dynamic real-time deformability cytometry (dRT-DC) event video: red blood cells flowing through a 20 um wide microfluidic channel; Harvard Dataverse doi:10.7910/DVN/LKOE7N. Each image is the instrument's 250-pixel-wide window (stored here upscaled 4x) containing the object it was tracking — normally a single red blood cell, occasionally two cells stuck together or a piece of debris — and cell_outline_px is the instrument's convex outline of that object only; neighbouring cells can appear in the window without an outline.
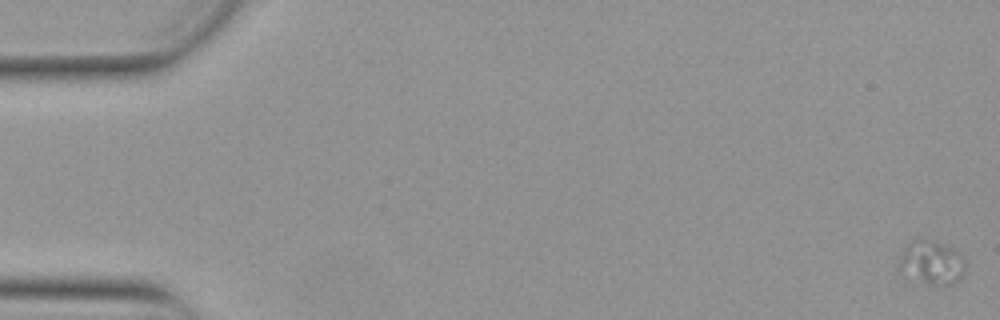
{"species": "Egyptian fruit bat (a non-hibernating species)", "species_latin": "Rousettus aegyptiacus", "temperature_condition": "warm", "stored_images_in_passage": 24, "camera_frame_rate_fps": 3000, "um_per_image_px": 0.085, "animal": {"sex": "female"}, "frame": {"image": 1, "passage_image": 1, "time_ms": 0.0, "image_size_px": [1000, 320], "cell_outline_px": [[964, 272], [960, 280], [952, 284], [940, 288], [928, 284], [900, 272], [896, 268], [900, 256], [908, 248], [920, 240], [940, 244], [952, 248], [964, 260]], "centroid_in_image_um": [79.21, 22.44], "position_along_channel_um": 5.8, "area_um2": 16.3}}
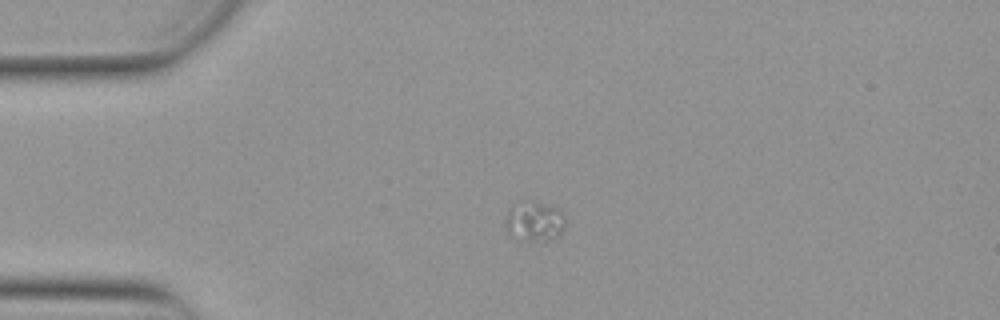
{"frame": {"image": 2, "passage_image": 14, "time_ms": 4.333, "image_size_px": [1000, 320], "cell_outline_px": [[564, 228], [556, 236], [544, 244], [516, 240], [508, 236], [504, 228], [504, 224], [508, 212], [512, 204], [524, 200], [556, 208], [564, 216]], "centroid_in_image_um": [45.34, 18.9], "position_along_channel_um": 39.7, "area_um2": 14.39}}